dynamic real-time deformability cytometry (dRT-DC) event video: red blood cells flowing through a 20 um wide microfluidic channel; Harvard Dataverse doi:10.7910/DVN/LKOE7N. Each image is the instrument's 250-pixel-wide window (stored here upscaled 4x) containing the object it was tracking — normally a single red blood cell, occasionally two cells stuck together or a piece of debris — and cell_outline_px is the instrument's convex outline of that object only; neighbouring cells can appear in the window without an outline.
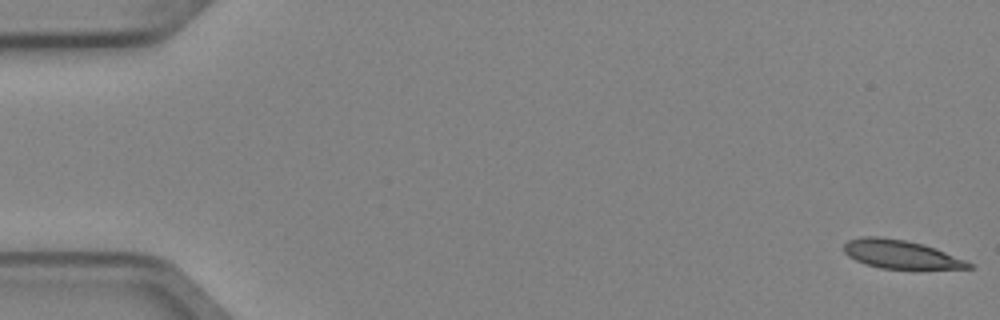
{"species": "Egyptian fruit bat (a non-hibernating species)", "species_latin": "Rousettus aegyptiacus", "temperature_condition": "cold", "stored_images_in_passage": 3, "segment_of_instrument_passage": [2, 2], "camera_frame_rate_fps": 3000, "um_per_image_px": 0.085, "animal": {"sex": "female"}, "frame": {"image": 1, "passage_image": 3, "time_ms": 0.667, "image_size_px": [1000, 320], "cell_outline_px": [[972, 268], [880, 268], [864, 264], [848, 256], [844, 252], [844, 244], [848, 240], [864, 236], [880, 236], [904, 240], [924, 244], [936, 248], [964, 260], [972, 264]], "centroid_in_image_um": [76.5, 21.6], "position_along_channel_um": 8.5, "area_um2": 20.4}}